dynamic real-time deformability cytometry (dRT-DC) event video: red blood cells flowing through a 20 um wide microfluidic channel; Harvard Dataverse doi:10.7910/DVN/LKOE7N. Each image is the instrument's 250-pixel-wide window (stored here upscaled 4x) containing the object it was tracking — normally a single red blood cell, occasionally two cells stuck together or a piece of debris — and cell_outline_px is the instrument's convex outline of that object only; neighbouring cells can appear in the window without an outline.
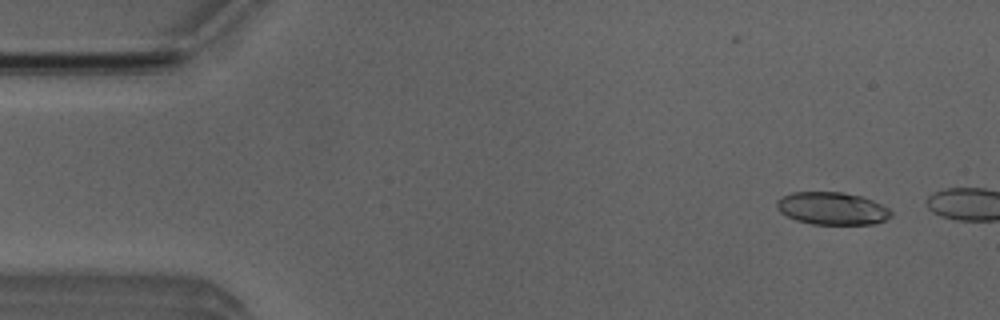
{"species": "Egyptian fruit bat (a non-hibernating species)", "species_latin": "Rousettus aegyptiacus", "temperature_condition": "room temperature", "stored_images_in_passage": 7, "camera_frame_rate_fps": 3000, "um_per_image_px": 0.085, "animal": {"sex": "male"}, "frame": {"image": 1, "passage_image": 4, "time_ms": 1.0, "image_size_px": [1000, 320], "cell_outline_px": [[892, 216], [876, 224], [812, 224], [796, 220], [780, 212], [776, 204], [776, 200], [792, 192], [844, 192], [860, 196], [872, 200], [888, 208], [892, 212]], "centroid_in_image_um": [70.74, 17.72], "position_along_channel_um": 14.3, "area_um2": 21.62}}